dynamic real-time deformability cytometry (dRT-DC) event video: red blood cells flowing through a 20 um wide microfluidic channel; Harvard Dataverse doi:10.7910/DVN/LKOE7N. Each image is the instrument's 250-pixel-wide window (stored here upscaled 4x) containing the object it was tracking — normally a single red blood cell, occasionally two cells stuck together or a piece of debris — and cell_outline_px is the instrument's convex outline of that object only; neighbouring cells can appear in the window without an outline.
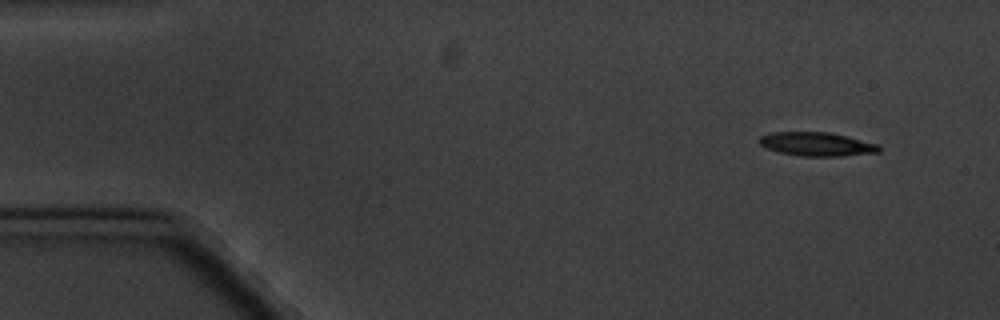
{"species": "common noctule bat (a hibernating species)", "species_latin": "Nyctalus noctula", "temperature_condition": "cold", "stored_images_in_passage": 7, "camera_frame_rate_fps": 3000, "um_per_image_px": 0.085, "animal": {"sex": "male", "body_mass_g": 20.1, "forearm_length_mm": 53.5}, "frame": {"image": 1, "passage_image": 1, "time_ms": 0.0, "image_size_px": [1000, 320], "cell_outline_px": [[880, 152], [840, 156], [800, 156], [780, 152], [764, 148], [760, 144], [760, 136], [772, 132], [828, 132], [848, 136], [880, 144]], "centroid_in_image_um": [69.45, 12.25], "position_along_channel_um": 15.6, "area_um2": 16.65}}
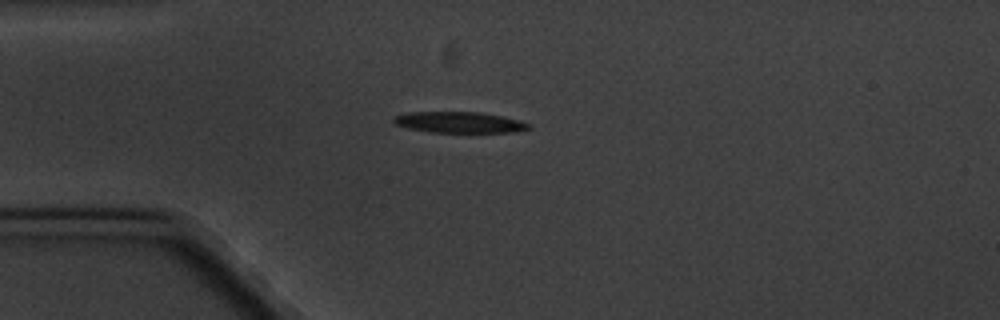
{"frame": {"image": 2, "passage_image": 4, "time_ms": 3.333, "image_size_px": [1000, 320], "cell_outline_px": [[532, 128], [516, 132], [428, 132], [408, 128], [396, 124], [392, 120], [392, 116], [408, 112], [480, 112], [500, 116], [532, 124]], "centroid_in_image_um": [39.02, 10.4], "position_along_channel_um": 46.0, "area_um2": 16.53}}